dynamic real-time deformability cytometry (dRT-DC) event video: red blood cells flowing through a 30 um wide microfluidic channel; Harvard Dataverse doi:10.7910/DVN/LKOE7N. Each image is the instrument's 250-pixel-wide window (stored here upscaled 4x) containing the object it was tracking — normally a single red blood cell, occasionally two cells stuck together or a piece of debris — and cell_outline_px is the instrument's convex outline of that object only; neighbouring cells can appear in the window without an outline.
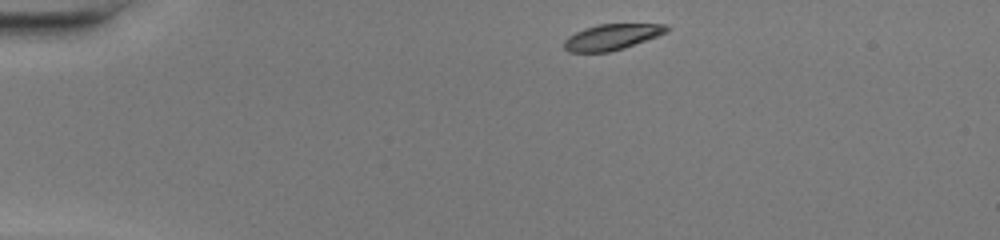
{"species": "common noctule bat (a hibernating species)", "species_latin": "Nyctalus noctula", "temperature_condition": "warm", "stored_images_in_passage": 40, "camera_frame_rate_fps": 3000, "um_per_image_px": 0.085, "animal": {"sex": "female", "body_mass_g": 20.0, "forearm_length_mm": 54.0}, "frame": {"image": 1, "passage_image": 1, "time_ms": 0.0, "image_size_px": [1000, 240], "cell_outline_px": [[672, 28], [668, 32], [624, 48], [608, 52], [568, 52], [564, 48], [564, 40], [568, 36], [584, 28], [600, 24], [668, 24]], "centroid_in_image_um": [52.03, 3.14], "position_along_channel_um": 33.0, "area_um2": 15.49}}
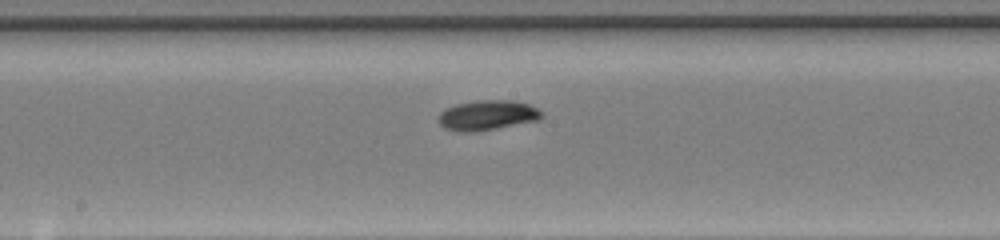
{"frame": {"image": 2, "passage_image": 18, "time_ms": 5.667, "image_size_px": [1000, 240], "cell_outline_px": [[544, 116], [540, 120], [476, 132], [456, 132], [444, 128], [440, 124], [440, 112], [456, 104], [480, 100], [512, 100], [528, 104], [544, 112]], "centroid_in_image_um": [41.47, 9.81], "position_along_channel_um": 206.7, "area_um2": 18.09}}
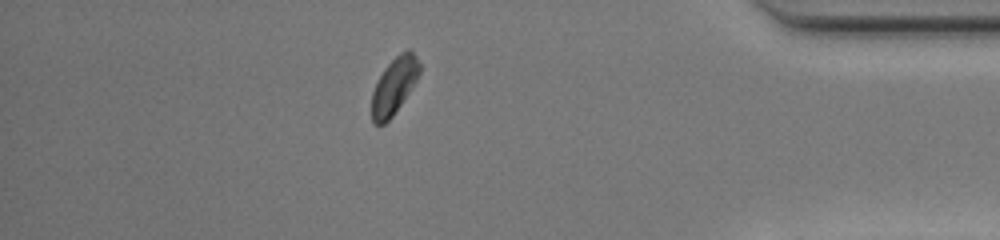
{"frame": {"image": 3, "passage_image": 34, "time_ms": 11.0, "image_size_px": [1000, 240], "cell_outline_px": [[420, 72], [416, 80], [392, 116], [384, 124], [376, 124], [372, 120], [372, 92], [384, 68], [400, 52], [408, 48], [416, 56], [420, 64]], "centroid_in_image_um": [33.5, 7.27], "position_along_channel_um": 401.7, "area_um2": 15.32}, "authors_computed_cell_mechanics": {"area_um2": 16.4441, "velocity_mm_per_s": 4.2628, "shape_relaxation_time_tau1_ms": 1.7623, "shape_relaxation_time_tau2_ms": null, "deformation_change_tau1": 0.1096, "deformation_change_tau2": null}}